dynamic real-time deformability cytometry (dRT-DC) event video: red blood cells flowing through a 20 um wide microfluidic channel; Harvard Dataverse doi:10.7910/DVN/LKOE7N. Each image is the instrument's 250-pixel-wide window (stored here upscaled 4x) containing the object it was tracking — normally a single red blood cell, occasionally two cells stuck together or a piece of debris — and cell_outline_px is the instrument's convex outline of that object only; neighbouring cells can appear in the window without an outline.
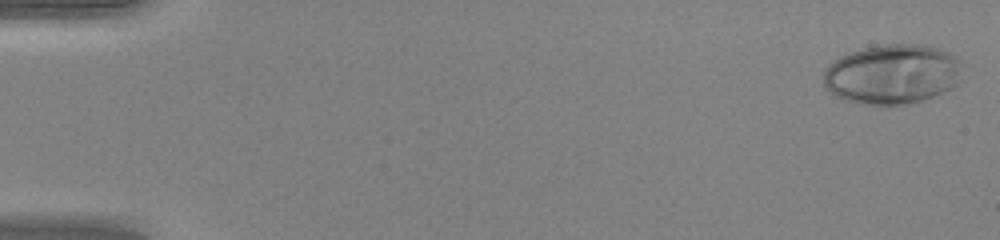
{"species": "human", "species_latin": "Homo sapiens", "temperature_condition": "warm", "stored_images_in_passage": 48, "camera_frame_rate_fps": 3000, "um_per_image_px": 0.085, "donor": {"sex": "female"}, "frame": {"image": 1, "passage_image": 1, "time_ms": 0.0, "image_size_px": [1000, 240], "cell_outline_px": [[964, 80], [952, 88], [932, 96], [908, 104], [860, 104], [844, 100], [832, 96], [824, 88], [824, 68], [840, 56], [848, 52], [864, 48], [888, 44], [912, 44], [936, 48], [948, 52], [956, 56], [964, 64]], "centroid_in_image_um": [75.87, 6.31], "position_along_channel_um": 9.1, "area_um2": 49.01}}
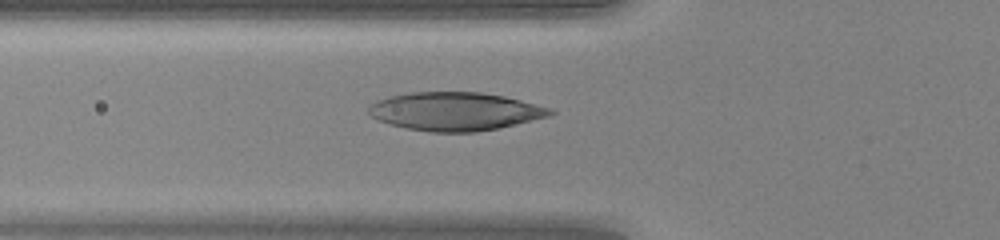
{"frame": {"image": 2, "passage_image": 18, "time_ms": 5.667, "image_size_px": [1000, 240], "cell_outline_px": [[556, 112], [552, 116], [516, 124], [476, 132], [432, 132], [408, 128], [388, 124], [372, 116], [368, 112], [368, 108], [376, 100], [392, 96], [412, 92], [480, 92], [504, 96], [552, 108]], "centroid_in_image_um": [38.72, 9.47], "position_along_channel_um": 87.1, "area_um2": 40.4}}
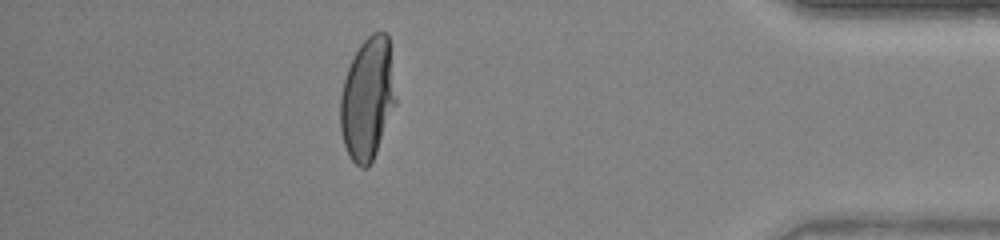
{"frame": {"image": 3, "passage_image": 43, "time_ms": 14.0, "image_size_px": [1000, 240], "cell_outline_px": [[396, 104], [376, 152], [368, 168], [360, 168], [348, 156], [344, 144], [340, 128], [340, 96], [344, 80], [348, 68], [360, 44], [372, 32], [388, 32], [396, 100]], "centroid_in_image_um": [31.23, 8.4], "position_along_channel_um": 404.0, "area_um2": 39.42}, "authors_computed_cell_mechanics": {"area_um2": 40.46, "velocity_mm_per_s": 4.2655, "shape_relaxation_time_tau1_ms": 4.567, "shape_relaxation_time_tau2_ms": null, "deformation_change_tau1": 0.2633, "deformation_change_tau2": null}}